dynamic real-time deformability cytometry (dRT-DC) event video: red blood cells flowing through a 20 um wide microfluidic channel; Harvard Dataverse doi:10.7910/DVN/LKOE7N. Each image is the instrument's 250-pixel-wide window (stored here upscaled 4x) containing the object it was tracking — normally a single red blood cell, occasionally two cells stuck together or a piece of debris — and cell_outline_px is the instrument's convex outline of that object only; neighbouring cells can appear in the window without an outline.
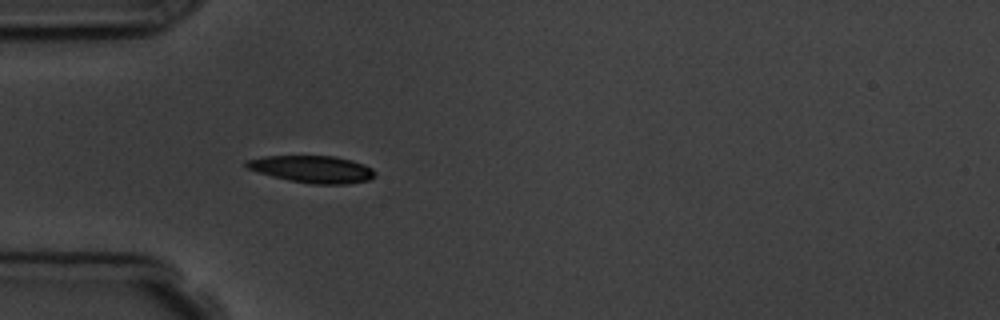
{"species": "common noctule bat (a hibernating species)", "species_latin": "Nyctalus noctula", "temperature_condition": "room temperature", "stored_images_in_passage": 1, "camera_frame_rate_fps": 3000, "um_per_image_px": 0.085, "animal": {"sex": "male", "body_mass_g": 19.5, "forearm_length_mm": 54.6}, "frame": {"image": 1, "passage_image": 1, "time_ms": 0.0, "image_size_px": [1000, 320], "cell_outline_px": [[376, 176], [368, 180], [348, 184], [312, 184], [288, 180], [272, 176], [248, 168], [244, 164], [244, 160], [264, 156], [336, 156], [352, 160], [364, 164], [372, 168], [376, 172]], "centroid_in_image_um": [26.57, 14.38], "position_along_channel_um": 58.4, "area_um2": 20.4}}